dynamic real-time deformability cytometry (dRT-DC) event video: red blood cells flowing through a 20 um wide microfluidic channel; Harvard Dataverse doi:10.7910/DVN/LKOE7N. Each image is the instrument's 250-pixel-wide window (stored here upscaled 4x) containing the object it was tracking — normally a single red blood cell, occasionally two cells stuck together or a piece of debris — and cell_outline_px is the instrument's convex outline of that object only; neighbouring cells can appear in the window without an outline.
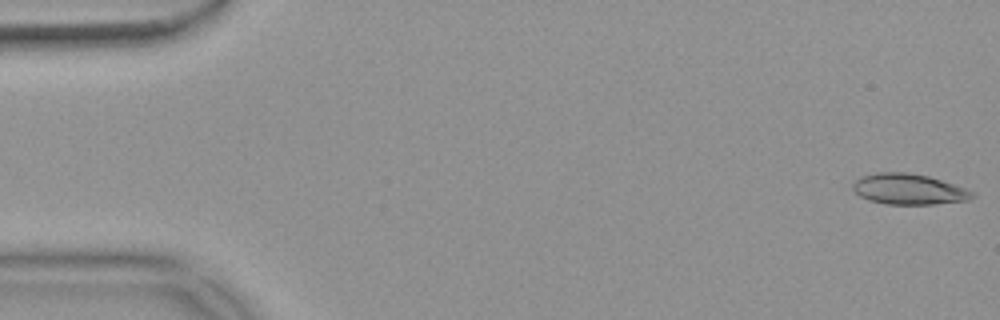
{"species": "common noctule bat (a hibernating species)", "species_latin": "Nyctalus noctula", "temperature_condition": "warm", "stored_images_in_passage": 54, "camera_frame_rate_fps": 3000, "um_per_image_px": 0.085, "animal": {"sex": "female", "body_mass_g": 18.4}, "frame": {"image": 1, "passage_image": 1, "time_ms": 0.0, "image_size_px": [1000, 320], "cell_outline_px": [[976, 196], [968, 200], [936, 204], [884, 204], [868, 200], [860, 196], [852, 188], [852, 184], [860, 176], [876, 172], [908, 172], [928, 176], [976, 192]], "centroid_in_image_um": [77.23, 16.08], "position_along_channel_um": 7.8, "area_um2": 21.44}}
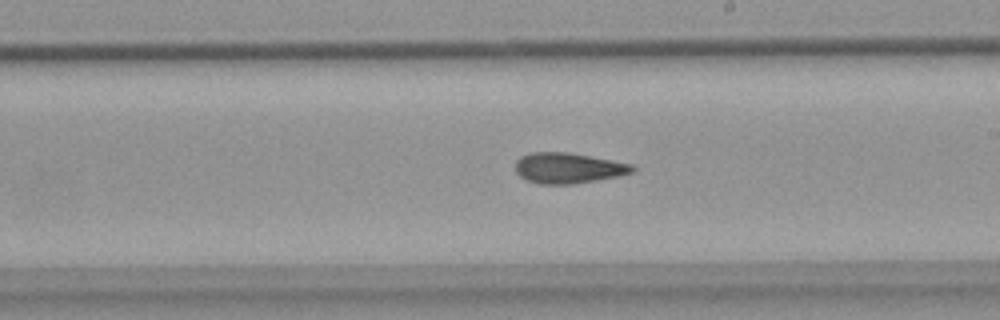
{"frame": {"image": 2, "passage_image": 31, "time_ms": 10.0, "image_size_px": [1000, 320], "cell_outline_px": [[636, 168], [632, 172], [620, 176], [572, 184], [536, 184], [520, 176], [516, 172], [516, 160], [520, 156], [528, 152], [568, 152], [612, 160], [632, 164]], "centroid_in_image_um": [48.28, 14.28], "position_along_channel_um": 240.7, "area_um2": 20.92}}
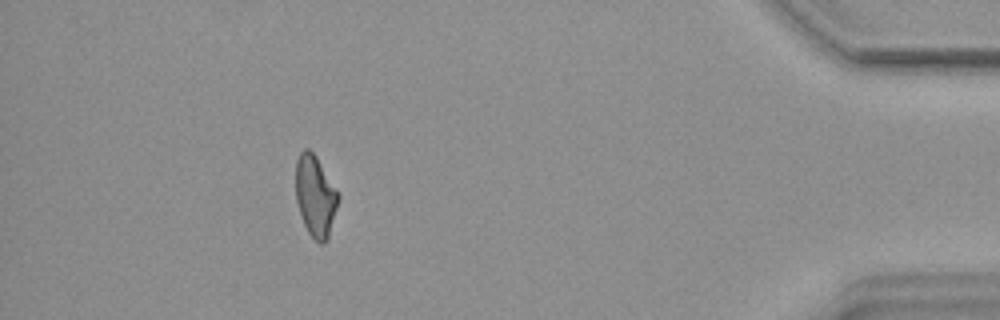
{"frame": {"image": 3, "passage_image": 49, "time_ms": 16.0, "image_size_px": [1000, 320], "cell_outline_px": [[340, 196], [328, 240], [324, 244], [320, 244], [308, 232], [304, 224], [296, 200], [296, 160], [300, 152], [304, 148], [308, 148], [316, 156], [340, 192]], "centroid_in_image_um": [26.83, 16.65], "position_along_channel_um": 408.4, "area_um2": 20.35}, "authors_computed_cell_mechanics": {"area_um2": 20.8369, "velocity_mm_per_s": 3.7063, "shape_relaxation_time_tau1_ms": null, "shape_relaxation_time_tau2_ms": 4.4259, "deformation_change_tau1": null, "deformation_change_tau2": 0.1205}}